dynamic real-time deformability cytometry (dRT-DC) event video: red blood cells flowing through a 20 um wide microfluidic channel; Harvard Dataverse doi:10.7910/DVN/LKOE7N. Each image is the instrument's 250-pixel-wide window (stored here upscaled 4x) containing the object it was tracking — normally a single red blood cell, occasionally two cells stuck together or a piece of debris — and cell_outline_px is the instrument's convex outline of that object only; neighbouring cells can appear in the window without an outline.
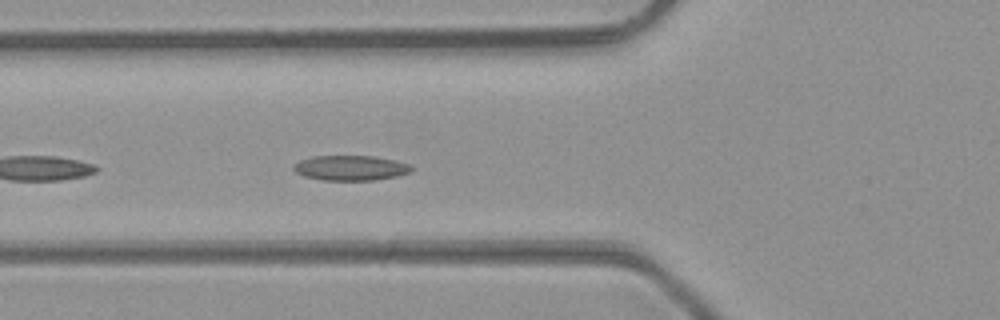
{"species": "common noctule bat (a hibernating species)", "species_latin": "Nyctalus noctula", "temperature_condition": "room temperature", "stored_images_in_passage": 23, "camera_frame_rate_fps": 3000, "um_per_image_px": 0.085, "animal": {"sex": "male", "body_mass_g": 23.1, "forearm_length_mm": 52.7}, "frame": {"image": 1, "passage_image": 17, "time_ms": 5.333, "image_size_px": [1000, 320], "cell_outline_px": [[412, 172], [396, 176], [376, 180], [320, 180], [304, 176], [296, 172], [292, 168], [292, 164], [300, 160], [312, 156], [376, 156], [396, 160], [408, 164], [412, 168]], "centroid_in_image_um": [29.78, 14.27], "position_along_channel_um": 96.0, "area_um2": 17.34}}
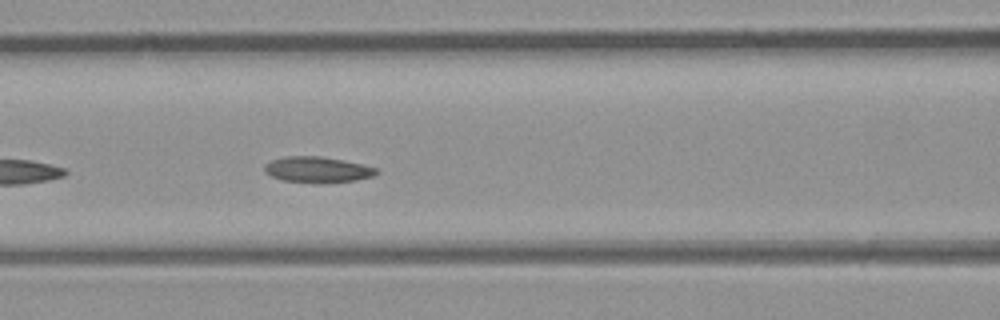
{"frame": {"image": 2, "passage_image": 20, "time_ms": 6.333, "image_size_px": [1000, 320], "cell_outline_px": [[380, 172], [372, 176], [356, 180], [320, 184], [316, 184], [284, 180], [272, 176], [264, 172], [264, 164], [272, 160], [284, 156], [320, 156], [364, 164], [376, 168]], "centroid_in_image_um": [26.98, 14.42], "position_along_channel_um": 139.6, "area_um2": 17.05}}